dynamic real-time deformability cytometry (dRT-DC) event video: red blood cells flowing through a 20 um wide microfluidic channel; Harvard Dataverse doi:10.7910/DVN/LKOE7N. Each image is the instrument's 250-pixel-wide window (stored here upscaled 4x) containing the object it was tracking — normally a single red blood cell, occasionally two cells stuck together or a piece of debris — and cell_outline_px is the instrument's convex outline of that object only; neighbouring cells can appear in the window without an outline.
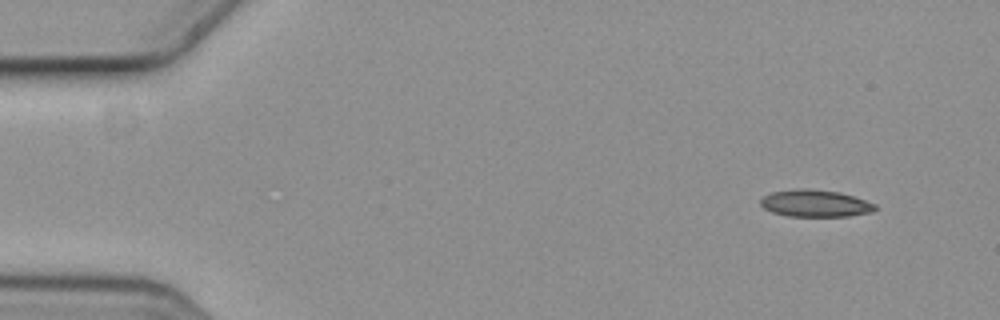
{"species": "common noctule bat (a hibernating species)", "species_latin": "Nyctalus noctula", "temperature_condition": "cold", "stored_images_in_passage": 5, "camera_frame_rate_fps": 3000, "um_per_image_px": 0.085, "animal": {"sex": "female", "body_mass_g": 19.3, "forearm_length_mm": 54.1}, "frame": {"image": 1, "passage_image": 1, "time_ms": 0.0, "image_size_px": [1000, 320], "cell_outline_px": [[876, 208], [872, 212], [848, 216], [788, 216], [772, 212], [764, 208], [760, 204], [760, 200], [764, 196], [772, 192], [800, 188], [808, 188], [840, 192], [876, 204]], "centroid_in_image_um": [69.28, 17.28], "position_along_channel_um": 15.7, "area_um2": 17.98}}
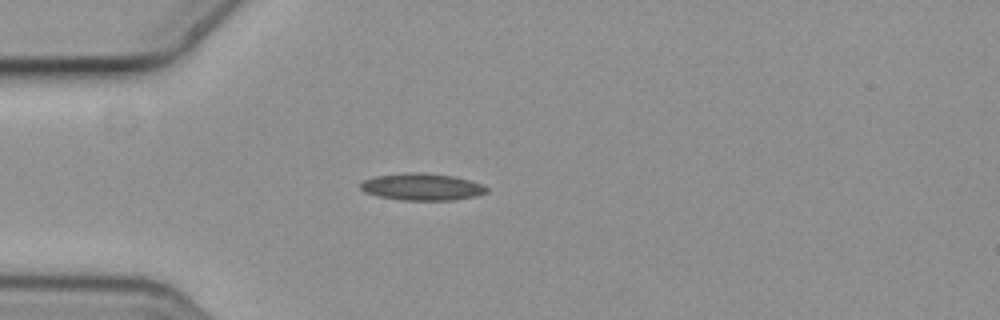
{"frame": {"image": 2, "passage_image": 4, "time_ms": 1.0, "image_size_px": [1000, 320], "cell_outline_px": [[488, 192], [476, 196], [452, 200], [400, 200], [376, 196], [364, 192], [360, 188], [360, 184], [364, 180], [376, 176], [408, 172], [420, 172], [456, 176], [480, 184], [488, 188]], "centroid_in_image_um": [35.85, 15.88], "position_along_channel_um": 49.2, "area_um2": 19.88}}